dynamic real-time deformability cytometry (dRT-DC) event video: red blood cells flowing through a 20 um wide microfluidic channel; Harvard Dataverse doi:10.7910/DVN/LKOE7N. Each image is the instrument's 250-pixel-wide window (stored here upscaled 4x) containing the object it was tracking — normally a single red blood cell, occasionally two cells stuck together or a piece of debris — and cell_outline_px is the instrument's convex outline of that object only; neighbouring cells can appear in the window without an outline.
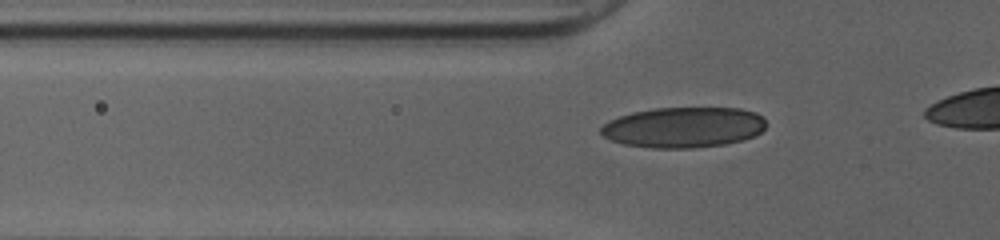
{"species": "human", "species_latin": "Homo sapiens", "temperature_condition": "cold", "stored_images_in_passage": 39, "camera_frame_rate_fps": 3000, "um_per_image_px": 0.085, "donor": {"sex": "female"}, "frame": {"image": 1, "passage_image": 12, "time_ms": 3.667, "image_size_px": [1000, 240], "cell_outline_px": [[764, 128], [756, 136], [744, 140], [724, 144], [692, 148], [652, 148], [624, 144], [612, 140], [604, 136], [600, 132], [600, 128], [608, 120], [632, 112], [652, 108], [740, 108], [756, 112], [764, 120]], "centroid_in_image_um": [58.1, 10.82], "position_along_channel_um": 67.7, "area_um2": 39.07}}
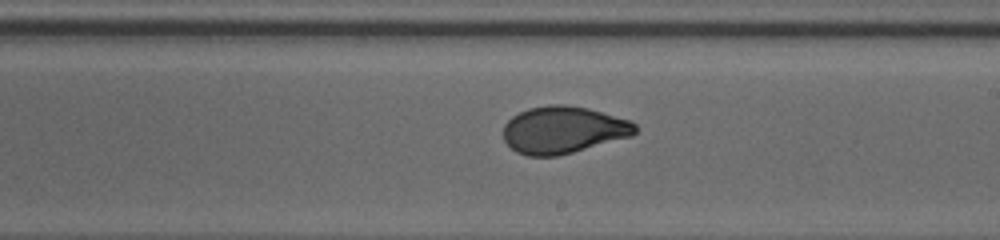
{"frame": {"image": 2, "passage_image": 25, "time_ms": 8.0, "image_size_px": [1000, 240], "cell_outline_px": [[636, 132], [632, 136], [572, 152], [556, 156], [528, 156], [516, 152], [504, 140], [504, 124], [512, 116], [528, 108], [548, 104], [564, 104], [588, 108], [628, 120], [636, 124]], "centroid_in_image_um": [47.85, 11.03], "position_along_channel_um": 241.1, "area_um2": 36.07}}
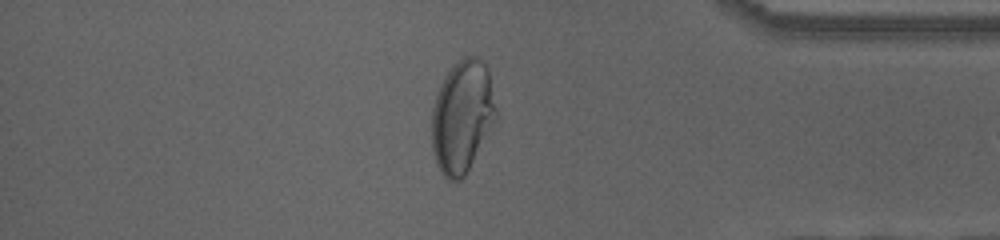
{"frame": {"image": 3, "passage_image": 38, "time_ms": 12.333, "image_size_px": [1000, 240], "cell_outline_px": [[496, 116], [492, 124], [464, 176], [460, 180], [448, 180], [440, 172], [436, 164], [432, 152], [432, 108], [440, 84], [448, 72], [464, 56], [476, 56], [488, 68], [496, 108]], "centroid_in_image_um": [39.25, 9.9], "position_along_channel_um": 395.9, "area_um2": 41.38}}